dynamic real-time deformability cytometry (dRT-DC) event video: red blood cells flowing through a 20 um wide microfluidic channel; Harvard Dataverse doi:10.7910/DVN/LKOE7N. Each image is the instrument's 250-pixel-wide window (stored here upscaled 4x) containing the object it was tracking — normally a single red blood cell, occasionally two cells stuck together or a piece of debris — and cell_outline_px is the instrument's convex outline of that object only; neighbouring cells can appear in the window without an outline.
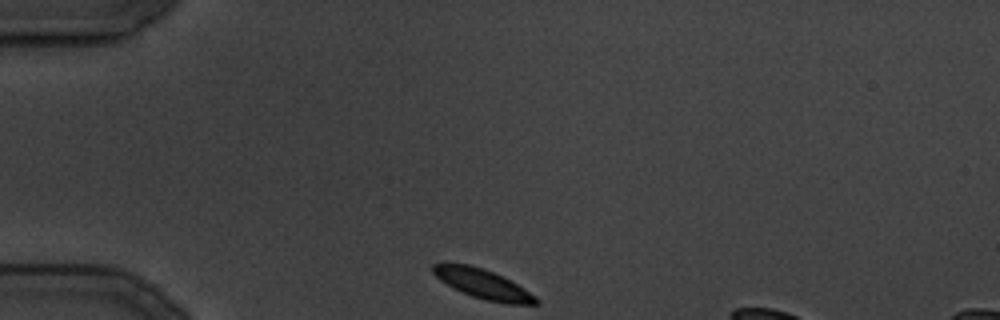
{"species": "common noctule bat (a hibernating species)", "species_latin": "Nyctalus noctula", "temperature_condition": "cold", "stored_images_in_passage": 28, "camera_frame_rate_fps": 3000, "um_per_image_px": 0.085, "animal": {"sex": "male", "body_mass_g": 19.5, "forearm_length_mm": 54.6}, "frame": {"image": 1, "passage_image": 1, "time_ms": 0.0, "image_size_px": [1000, 320], "cell_outline_px": [[540, 304], [504, 304], [484, 300], [472, 296], [452, 288], [440, 280], [432, 272], [432, 264], [468, 264], [484, 268], [516, 284], [536, 296], [540, 300]], "centroid_in_image_um": [41.05, 24.16], "position_along_channel_um": 43.9, "area_um2": 17.57}}
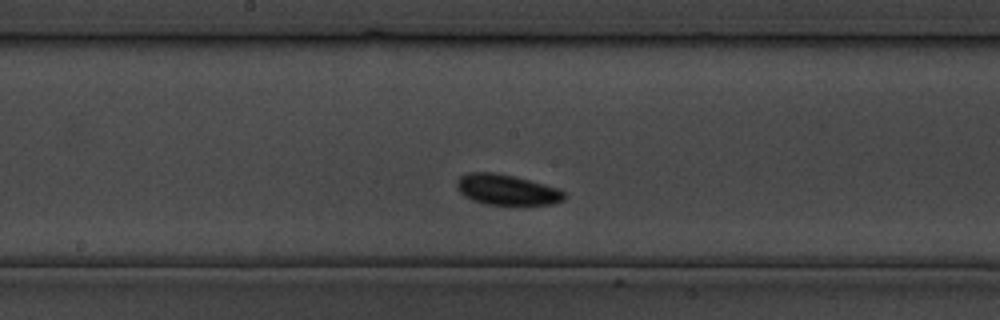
{"frame": {"image": 2, "passage_image": 11, "time_ms": 12.667, "image_size_px": [1000, 320], "cell_outline_px": [[564, 200], [552, 204], [520, 208], [484, 204], [472, 200], [464, 196], [456, 188], [456, 180], [460, 176], [468, 172], [492, 172], [512, 176], [544, 184], [556, 188], [564, 192]], "centroid_in_image_um": [43.06, 16.19], "position_along_channel_um": 205.1, "area_um2": 19.88}}
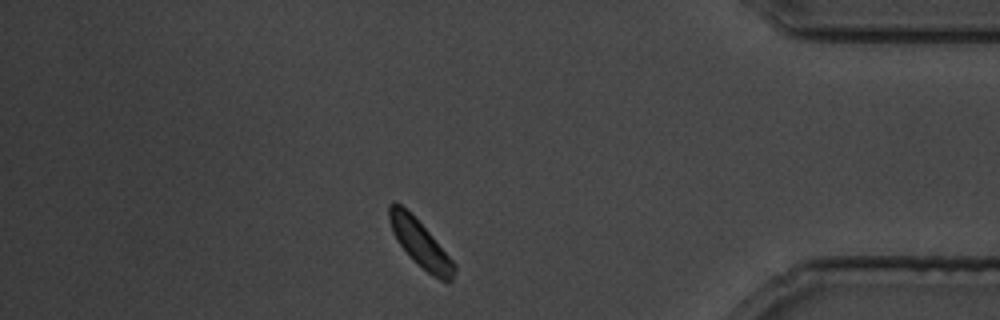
{"frame": {"image": 3, "passage_image": 23, "time_ms": 27.333, "image_size_px": [1000, 320], "cell_outline_px": [[456, 268], [452, 280], [448, 284], [432, 276], [400, 244], [392, 232], [388, 220], [388, 204], [400, 204], [432, 236], [456, 264]], "centroid_in_image_um": [35.75, 20.74], "position_along_channel_um": 399.5, "area_um2": 16.94}}